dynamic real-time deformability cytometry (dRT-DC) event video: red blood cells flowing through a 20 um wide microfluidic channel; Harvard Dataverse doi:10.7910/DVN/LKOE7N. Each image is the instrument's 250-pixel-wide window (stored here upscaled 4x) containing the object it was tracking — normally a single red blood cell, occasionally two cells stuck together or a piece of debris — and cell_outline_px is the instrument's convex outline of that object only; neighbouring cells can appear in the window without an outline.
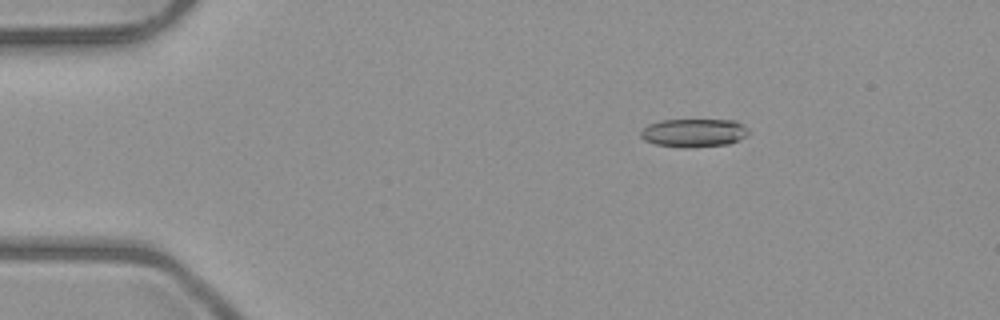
{"species": "common noctule bat (a hibernating species)", "species_latin": "Nyctalus noctula", "temperature_condition": "room temperature", "stored_images_in_passage": 5, "camera_frame_rate_fps": 3000, "um_per_image_px": 0.085, "animal": {"sex": "male", "body_mass_g": 23.1, "forearm_length_mm": 52.7}, "frame": {"image": 1, "passage_image": 3, "time_ms": 2.333, "image_size_px": [1000, 320], "cell_outline_px": [[752, 132], [748, 136], [728, 144], [688, 148], [684, 148], [656, 144], [644, 140], [640, 136], [640, 132], [648, 124], [660, 120], [736, 120], [748, 128]], "centroid_in_image_um": [59.01, 11.29], "position_along_channel_um": 26.0, "area_um2": 18.03}}